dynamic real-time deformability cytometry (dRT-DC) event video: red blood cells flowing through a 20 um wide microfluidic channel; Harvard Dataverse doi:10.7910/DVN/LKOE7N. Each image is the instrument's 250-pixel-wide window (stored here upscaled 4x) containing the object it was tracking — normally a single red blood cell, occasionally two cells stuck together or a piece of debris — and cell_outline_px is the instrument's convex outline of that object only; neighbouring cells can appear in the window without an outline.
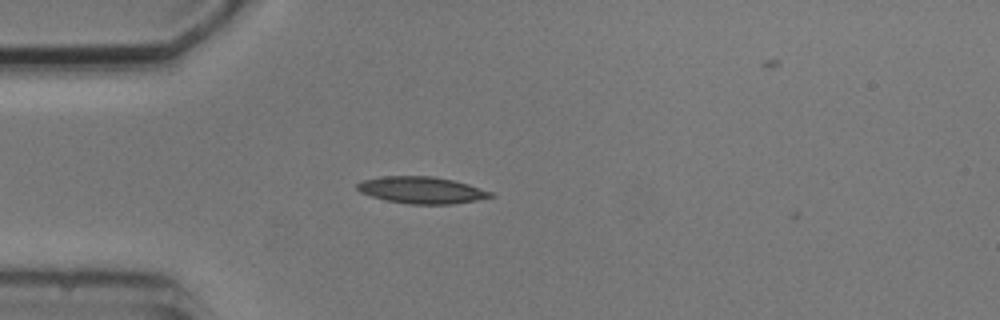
{"species": "common noctule bat (a hibernating species)", "species_latin": "Nyctalus noctula", "temperature_condition": "cold", "stored_images_in_passage": 2, "camera_frame_rate_fps": 3000, "um_per_image_px": 0.085, "animal": {"sex": "male", "body_mass_g": 20.5, "forearm_length_mm": 52.5}, "frame": {"image": 1, "passage_image": 1, "time_ms": 0.0, "image_size_px": [1000, 320], "cell_outline_px": [[496, 196], [476, 200], [452, 204], [408, 204], [384, 200], [360, 192], [356, 188], [356, 184], [364, 180], [380, 176], [432, 176], [452, 180], [468, 184], [492, 192]], "centroid_in_image_um": [35.82, 16.16], "position_along_channel_um": 49.2, "area_um2": 20.81}}